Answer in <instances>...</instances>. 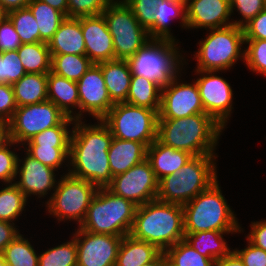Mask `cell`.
Instances as JSON below:
<instances>
[{"label": "cell", "mask_w": 266, "mask_h": 266, "mask_svg": "<svg viewBox=\"0 0 266 266\" xmlns=\"http://www.w3.org/2000/svg\"><path fill=\"white\" fill-rule=\"evenodd\" d=\"M26 73L48 74L51 71L52 56L47 43H25L17 49Z\"/></svg>", "instance_id": "31"}, {"label": "cell", "mask_w": 266, "mask_h": 266, "mask_svg": "<svg viewBox=\"0 0 266 266\" xmlns=\"http://www.w3.org/2000/svg\"><path fill=\"white\" fill-rule=\"evenodd\" d=\"M146 157L147 147L143 143L113 137L108 150L112 177L127 172L134 165L144 161Z\"/></svg>", "instance_id": "22"}, {"label": "cell", "mask_w": 266, "mask_h": 266, "mask_svg": "<svg viewBox=\"0 0 266 266\" xmlns=\"http://www.w3.org/2000/svg\"><path fill=\"white\" fill-rule=\"evenodd\" d=\"M70 147L28 146L27 153L34 159L53 169H58L69 160Z\"/></svg>", "instance_id": "41"}, {"label": "cell", "mask_w": 266, "mask_h": 266, "mask_svg": "<svg viewBox=\"0 0 266 266\" xmlns=\"http://www.w3.org/2000/svg\"><path fill=\"white\" fill-rule=\"evenodd\" d=\"M67 117L54 103L47 100L17 107L6 124L7 138L25 145L36 134L59 125Z\"/></svg>", "instance_id": "12"}, {"label": "cell", "mask_w": 266, "mask_h": 266, "mask_svg": "<svg viewBox=\"0 0 266 266\" xmlns=\"http://www.w3.org/2000/svg\"><path fill=\"white\" fill-rule=\"evenodd\" d=\"M245 44L243 27L229 26L210 29L206 39L199 42L196 71H221L231 68L239 57L244 60ZM242 52V53H241Z\"/></svg>", "instance_id": "8"}, {"label": "cell", "mask_w": 266, "mask_h": 266, "mask_svg": "<svg viewBox=\"0 0 266 266\" xmlns=\"http://www.w3.org/2000/svg\"><path fill=\"white\" fill-rule=\"evenodd\" d=\"M6 16L14 25L22 44L40 42L37 21L28 7L11 11Z\"/></svg>", "instance_id": "37"}, {"label": "cell", "mask_w": 266, "mask_h": 266, "mask_svg": "<svg viewBox=\"0 0 266 266\" xmlns=\"http://www.w3.org/2000/svg\"><path fill=\"white\" fill-rule=\"evenodd\" d=\"M19 231L14 226V223L0 221V254L4 248L18 235Z\"/></svg>", "instance_id": "52"}, {"label": "cell", "mask_w": 266, "mask_h": 266, "mask_svg": "<svg viewBox=\"0 0 266 266\" xmlns=\"http://www.w3.org/2000/svg\"><path fill=\"white\" fill-rule=\"evenodd\" d=\"M142 266H164V252H161L153 261Z\"/></svg>", "instance_id": "56"}, {"label": "cell", "mask_w": 266, "mask_h": 266, "mask_svg": "<svg viewBox=\"0 0 266 266\" xmlns=\"http://www.w3.org/2000/svg\"><path fill=\"white\" fill-rule=\"evenodd\" d=\"M161 87L143 76L132 75L126 102L150 108L157 113L160 109Z\"/></svg>", "instance_id": "30"}, {"label": "cell", "mask_w": 266, "mask_h": 266, "mask_svg": "<svg viewBox=\"0 0 266 266\" xmlns=\"http://www.w3.org/2000/svg\"><path fill=\"white\" fill-rule=\"evenodd\" d=\"M14 144L16 143L8 138L0 144V180L5 184H11L17 177L18 155L8 148Z\"/></svg>", "instance_id": "43"}, {"label": "cell", "mask_w": 266, "mask_h": 266, "mask_svg": "<svg viewBox=\"0 0 266 266\" xmlns=\"http://www.w3.org/2000/svg\"><path fill=\"white\" fill-rule=\"evenodd\" d=\"M48 100L54 103L68 117L74 118L71 107L79 109V93L76 81L58 76L53 72L47 74Z\"/></svg>", "instance_id": "25"}, {"label": "cell", "mask_w": 266, "mask_h": 266, "mask_svg": "<svg viewBox=\"0 0 266 266\" xmlns=\"http://www.w3.org/2000/svg\"><path fill=\"white\" fill-rule=\"evenodd\" d=\"M30 0H0V7L7 14L11 11L26 8Z\"/></svg>", "instance_id": "53"}, {"label": "cell", "mask_w": 266, "mask_h": 266, "mask_svg": "<svg viewBox=\"0 0 266 266\" xmlns=\"http://www.w3.org/2000/svg\"><path fill=\"white\" fill-rule=\"evenodd\" d=\"M136 208L132 201L112 193L107 187L99 188L79 228L97 234L130 235Z\"/></svg>", "instance_id": "6"}, {"label": "cell", "mask_w": 266, "mask_h": 266, "mask_svg": "<svg viewBox=\"0 0 266 266\" xmlns=\"http://www.w3.org/2000/svg\"><path fill=\"white\" fill-rule=\"evenodd\" d=\"M27 156L24 161L19 159L16 173H19V181L13 182L19 190L28 197L29 195H39L38 198L48 194V190L56 188L54 171L55 169L42 164L26 152ZM22 162V166L19 167Z\"/></svg>", "instance_id": "19"}, {"label": "cell", "mask_w": 266, "mask_h": 266, "mask_svg": "<svg viewBox=\"0 0 266 266\" xmlns=\"http://www.w3.org/2000/svg\"><path fill=\"white\" fill-rule=\"evenodd\" d=\"M112 0H68L67 17L100 15Z\"/></svg>", "instance_id": "45"}, {"label": "cell", "mask_w": 266, "mask_h": 266, "mask_svg": "<svg viewBox=\"0 0 266 266\" xmlns=\"http://www.w3.org/2000/svg\"><path fill=\"white\" fill-rule=\"evenodd\" d=\"M216 155L193 156L178 172L160 179L157 199L184 205L217 181Z\"/></svg>", "instance_id": "5"}, {"label": "cell", "mask_w": 266, "mask_h": 266, "mask_svg": "<svg viewBox=\"0 0 266 266\" xmlns=\"http://www.w3.org/2000/svg\"><path fill=\"white\" fill-rule=\"evenodd\" d=\"M49 4L54 9L62 12L67 17L68 0H40Z\"/></svg>", "instance_id": "55"}, {"label": "cell", "mask_w": 266, "mask_h": 266, "mask_svg": "<svg viewBox=\"0 0 266 266\" xmlns=\"http://www.w3.org/2000/svg\"><path fill=\"white\" fill-rule=\"evenodd\" d=\"M158 179L147 159L112 178L107 188L140 206L157 199Z\"/></svg>", "instance_id": "13"}, {"label": "cell", "mask_w": 266, "mask_h": 266, "mask_svg": "<svg viewBox=\"0 0 266 266\" xmlns=\"http://www.w3.org/2000/svg\"><path fill=\"white\" fill-rule=\"evenodd\" d=\"M175 43L165 39L149 40L128 59L132 75L143 76L161 88L168 85L180 73V65H184Z\"/></svg>", "instance_id": "7"}, {"label": "cell", "mask_w": 266, "mask_h": 266, "mask_svg": "<svg viewBox=\"0 0 266 266\" xmlns=\"http://www.w3.org/2000/svg\"><path fill=\"white\" fill-rule=\"evenodd\" d=\"M5 262L13 266H38L39 255L36 254L28 239L18 234L3 251Z\"/></svg>", "instance_id": "34"}, {"label": "cell", "mask_w": 266, "mask_h": 266, "mask_svg": "<svg viewBox=\"0 0 266 266\" xmlns=\"http://www.w3.org/2000/svg\"><path fill=\"white\" fill-rule=\"evenodd\" d=\"M248 246L241 250H233L242 260L244 266H266V251L256 247L249 240Z\"/></svg>", "instance_id": "49"}, {"label": "cell", "mask_w": 266, "mask_h": 266, "mask_svg": "<svg viewBox=\"0 0 266 266\" xmlns=\"http://www.w3.org/2000/svg\"><path fill=\"white\" fill-rule=\"evenodd\" d=\"M164 266H175L166 258L165 253H164Z\"/></svg>", "instance_id": "59"}, {"label": "cell", "mask_w": 266, "mask_h": 266, "mask_svg": "<svg viewBox=\"0 0 266 266\" xmlns=\"http://www.w3.org/2000/svg\"><path fill=\"white\" fill-rule=\"evenodd\" d=\"M7 139L6 125L0 123V144Z\"/></svg>", "instance_id": "57"}, {"label": "cell", "mask_w": 266, "mask_h": 266, "mask_svg": "<svg viewBox=\"0 0 266 266\" xmlns=\"http://www.w3.org/2000/svg\"><path fill=\"white\" fill-rule=\"evenodd\" d=\"M179 16L182 27H187L185 6L171 0H161L156 5V13L154 14L155 24L148 31L151 39L175 41V38H173L172 34L170 33V28L168 25L171 19H174L175 17L177 18Z\"/></svg>", "instance_id": "28"}, {"label": "cell", "mask_w": 266, "mask_h": 266, "mask_svg": "<svg viewBox=\"0 0 266 266\" xmlns=\"http://www.w3.org/2000/svg\"><path fill=\"white\" fill-rule=\"evenodd\" d=\"M130 235L165 252L185 238L182 205L154 199L137 206Z\"/></svg>", "instance_id": "3"}, {"label": "cell", "mask_w": 266, "mask_h": 266, "mask_svg": "<svg viewBox=\"0 0 266 266\" xmlns=\"http://www.w3.org/2000/svg\"><path fill=\"white\" fill-rule=\"evenodd\" d=\"M186 28L215 29L233 24L230 0H191L185 7Z\"/></svg>", "instance_id": "20"}, {"label": "cell", "mask_w": 266, "mask_h": 266, "mask_svg": "<svg viewBox=\"0 0 266 266\" xmlns=\"http://www.w3.org/2000/svg\"><path fill=\"white\" fill-rule=\"evenodd\" d=\"M248 44L244 50V61L246 65L257 73L266 76V40L263 39H245Z\"/></svg>", "instance_id": "42"}, {"label": "cell", "mask_w": 266, "mask_h": 266, "mask_svg": "<svg viewBox=\"0 0 266 266\" xmlns=\"http://www.w3.org/2000/svg\"><path fill=\"white\" fill-rule=\"evenodd\" d=\"M143 28L149 31L155 24L156 5L161 0H123Z\"/></svg>", "instance_id": "44"}, {"label": "cell", "mask_w": 266, "mask_h": 266, "mask_svg": "<svg viewBox=\"0 0 266 266\" xmlns=\"http://www.w3.org/2000/svg\"><path fill=\"white\" fill-rule=\"evenodd\" d=\"M214 266H244V264L240 257L234 251H231L225 257L216 260Z\"/></svg>", "instance_id": "54"}, {"label": "cell", "mask_w": 266, "mask_h": 266, "mask_svg": "<svg viewBox=\"0 0 266 266\" xmlns=\"http://www.w3.org/2000/svg\"><path fill=\"white\" fill-rule=\"evenodd\" d=\"M161 252L153 244L126 235L121 241L115 266H142L153 261Z\"/></svg>", "instance_id": "26"}, {"label": "cell", "mask_w": 266, "mask_h": 266, "mask_svg": "<svg viewBox=\"0 0 266 266\" xmlns=\"http://www.w3.org/2000/svg\"><path fill=\"white\" fill-rule=\"evenodd\" d=\"M233 232L222 231H200L197 233L185 234L186 240L201 255L218 260L228 255L231 250L224 241L223 234Z\"/></svg>", "instance_id": "29"}, {"label": "cell", "mask_w": 266, "mask_h": 266, "mask_svg": "<svg viewBox=\"0 0 266 266\" xmlns=\"http://www.w3.org/2000/svg\"><path fill=\"white\" fill-rule=\"evenodd\" d=\"M222 127L206 113L176 119H158L157 140L193 156L214 154Z\"/></svg>", "instance_id": "2"}, {"label": "cell", "mask_w": 266, "mask_h": 266, "mask_svg": "<svg viewBox=\"0 0 266 266\" xmlns=\"http://www.w3.org/2000/svg\"><path fill=\"white\" fill-rule=\"evenodd\" d=\"M35 20L40 32V42L48 43L66 16L40 0H30L27 6Z\"/></svg>", "instance_id": "32"}, {"label": "cell", "mask_w": 266, "mask_h": 266, "mask_svg": "<svg viewBox=\"0 0 266 266\" xmlns=\"http://www.w3.org/2000/svg\"><path fill=\"white\" fill-rule=\"evenodd\" d=\"M77 266H115L122 236L77 229Z\"/></svg>", "instance_id": "14"}, {"label": "cell", "mask_w": 266, "mask_h": 266, "mask_svg": "<svg viewBox=\"0 0 266 266\" xmlns=\"http://www.w3.org/2000/svg\"><path fill=\"white\" fill-rule=\"evenodd\" d=\"M171 1L180 3L186 7L190 0H171Z\"/></svg>", "instance_id": "58"}, {"label": "cell", "mask_w": 266, "mask_h": 266, "mask_svg": "<svg viewBox=\"0 0 266 266\" xmlns=\"http://www.w3.org/2000/svg\"><path fill=\"white\" fill-rule=\"evenodd\" d=\"M182 207L185 234L211 230L241 232L235 214L221 193L218 180Z\"/></svg>", "instance_id": "4"}, {"label": "cell", "mask_w": 266, "mask_h": 266, "mask_svg": "<svg viewBox=\"0 0 266 266\" xmlns=\"http://www.w3.org/2000/svg\"><path fill=\"white\" fill-rule=\"evenodd\" d=\"M164 253L175 266H214L215 262L197 252L186 240L177 242Z\"/></svg>", "instance_id": "35"}, {"label": "cell", "mask_w": 266, "mask_h": 266, "mask_svg": "<svg viewBox=\"0 0 266 266\" xmlns=\"http://www.w3.org/2000/svg\"><path fill=\"white\" fill-rule=\"evenodd\" d=\"M101 120L115 138L140 142L147 148L157 139L158 113L150 108L115 103Z\"/></svg>", "instance_id": "9"}, {"label": "cell", "mask_w": 266, "mask_h": 266, "mask_svg": "<svg viewBox=\"0 0 266 266\" xmlns=\"http://www.w3.org/2000/svg\"><path fill=\"white\" fill-rule=\"evenodd\" d=\"M196 72L203 74L195 82L205 113L213 117L222 127H225L232 111V88L225 79L214 75L215 72L219 73V71Z\"/></svg>", "instance_id": "17"}, {"label": "cell", "mask_w": 266, "mask_h": 266, "mask_svg": "<svg viewBox=\"0 0 266 266\" xmlns=\"http://www.w3.org/2000/svg\"><path fill=\"white\" fill-rule=\"evenodd\" d=\"M102 14L112 35L115 59L128 60L151 40L124 1L113 0Z\"/></svg>", "instance_id": "10"}, {"label": "cell", "mask_w": 266, "mask_h": 266, "mask_svg": "<svg viewBox=\"0 0 266 266\" xmlns=\"http://www.w3.org/2000/svg\"><path fill=\"white\" fill-rule=\"evenodd\" d=\"M47 44L51 54L85 55L81 17H66Z\"/></svg>", "instance_id": "23"}, {"label": "cell", "mask_w": 266, "mask_h": 266, "mask_svg": "<svg viewBox=\"0 0 266 266\" xmlns=\"http://www.w3.org/2000/svg\"><path fill=\"white\" fill-rule=\"evenodd\" d=\"M27 197L11 183L0 190V221L12 222L24 211Z\"/></svg>", "instance_id": "36"}, {"label": "cell", "mask_w": 266, "mask_h": 266, "mask_svg": "<svg viewBox=\"0 0 266 266\" xmlns=\"http://www.w3.org/2000/svg\"><path fill=\"white\" fill-rule=\"evenodd\" d=\"M38 266H77L75 238L40 254Z\"/></svg>", "instance_id": "39"}, {"label": "cell", "mask_w": 266, "mask_h": 266, "mask_svg": "<svg viewBox=\"0 0 266 266\" xmlns=\"http://www.w3.org/2000/svg\"><path fill=\"white\" fill-rule=\"evenodd\" d=\"M51 56V72L76 82L94 64L86 55L51 54Z\"/></svg>", "instance_id": "33"}, {"label": "cell", "mask_w": 266, "mask_h": 266, "mask_svg": "<svg viewBox=\"0 0 266 266\" xmlns=\"http://www.w3.org/2000/svg\"><path fill=\"white\" fill-rule=\"evenodd\" d=\"M250 231L247 239L256 247L266 251V221L252 222Z\"/></svg>", "instance_id": "51"}, {"label": "cell", "mask_w": 266, "mask_h": 266, "mask_svg": "<svg viewBox=\"0 0 266 266\" xmlns=\"http://www.w3.org/2000/svg\"><path fill=\"white\" fill-rule=\"evenodd\" d=\"M25 74L17 50L0 52V83L13 85Z\"/></svg>", "instance_id": "40"}, {"label": "cell", "mask_w": 266, "mask_h": 266, "mask_svg": "<svg viewBox=\"0 0 266 266\" xmlns=\"http://www.w3.org/2000/svg\"><path fill=\"white\" fill-rule=\"evenodd\" d=\"M6 16V13L3 11V9L0 7V21Z\"/></svg>", "instance_id": "60"}, {"label": "cell", "mask_w": 266, "mask_h": 266, "mask_svg": "<svg viewBox=\"0 0 266 266\" xmlns=\"http://www.w3.org/2000/svg\"><path fill=\"white\" fill-rule=\"evenodd\" d=\"M177 76L161 88L158 119H176L205 113L197 83H179ZM178 81V82H177Z\"/></svg>", "instance_id": "15"}, {"label": "cell", "mask_w": 266, "mask_h": 266, "mask_svg": "<svg viewBox=\"0 0 266 266\" xmlns=\"http://www.w3.org/2000/svg\"><path fill=\"white\" fill-rule=\"evenodd\" d=\"M235 8H237L243 18L239 21L234 20L233 24L243 27L266 8V0H230L231 14Z\"/></svg>", "instance_id": "46"}, {"label": "cell", "mask_w": 266, "mask_h": 266, "mask_svg": "<svg viewBox=\"0 0 266 266\" xmlns=\"http://www.w3.org/2000/svg\"><path fill=\"white\" fill-rule=\"evenodd\" d=\"M3 266H13V265H11V264L5 262Z\"/></svg>", "instance_id": "62"}, {"label": "cell", "mask_w": 266, "mask_h": 266, "mask_svg": "<svg viewBox=\"0 0 266 266\" xmlns=\"http://www.w3.org/2000/svg\"><path fill=\"white\" fill-rule=\"evenodd\" d=\"M244 39L266 40V8L243 26Z\"/></svg>", "instance_id": "50"}, {"label": "cell", "mask_w": 266, "mask_h": 266, "mask_svg": "<svg viewBox=\"0 0 266 266\" xmlns=\"http://www.w3.org/2000/svg\"><path fill=\"white\" fill-rule=\"evenodd\" d=\"M189 152L173 149L157 139L147 148V157L158 181L178 172L191 158Z\"/></svg>", "instance_id": "21"}, {"label": "cell", "mask_w": 266, "mask_h": 266, "mask_svg": "<svg viewBox=\"0 0 266 266\" xmlns=\"http://www.w3.org/2000/svg\"><path fill=\"white\" fill-rule=\"evenodd\" d=\"M85 55L94 63L115 60L112 35L103 14L81 17Z\"/></svg>", "instance_id": "18"}, {"label": "cell", "mask_w": 266, "mask_h": 266, "mask_svg": "<svg viewBox=\"0 0 266 266\" xmlns=\"http://www.w3.org/2000/svg\"><path fill=\"white\" fill-rule=\"evenodd\" d=\"M97 65L102 70L111 101L114 104L126 102L132 78L128 60L115 59Z\"/></svg>", "instance_id": "24"}, {"label": "cell", "mask_w": 266, "mask_h": 266, "mask_svg": "<svg viewBox=\"0 0 266 266\" xmlns=\"http://www.w3.org/2000/svg\"><path fill=\"white\" fill-rule=\"evenodd\" d=\"M4 263H5L4 256H3V254H0V266H3Z\"/></svg>", "instance_id": "61"}, {"label": "cell", "mask_w": 266, "mask_h": 266, "mask_svg": "<svg viewBox=\"0 0 266 266\" xmlns=\"http://www.w3.org/2000/svg\"><path fill=\"white\" fill-rule=\"evenodd\" d=\"M98 121L97 125H86L75 120L69 148V165L73 169L68 170V174L104 188L113 178L108 158L113 136L108 126Z\"/></svg>", "instance_id": "1"}, {"label": "cell", "mask_w": 266, "mask_h": 266, "mask_svg": "<svg viewBox=\"0 0 266 266\" xmlns=\"http://www.w3.org/2000/svg\"><path fill=\"white\" fill-rule=\"evenodd\" d=\"M80 111L74 115L81 120L82 113L88 112L96 120H101L113 107L101 68L93 64L77 81Z\"/></svg>", "instance_id": "16"}, {"label": "cell", "mask_w": 266, "mask_h": 266, "mask_svg": "<svg viewBox=\"0 0 266 266\" xmlns=\"http://www.w3.org/2000/svg\"><path fill=\"white\" fill-rule=\"evenodd\" d=\"M17 107L12 85L0 83V123L6 125Z\"/></svg>", "instance_id": "47"}, {"label": "cell", "mask_w": 266, "mask_h": 266, "mask_svg": "<svg viewBox=\"0 0 266 266\" xmlns=\"http://www.w3.org/2000/svg\"><path fill=\"white\" fill-rule=\"evenodd\" d=\"M74 122V118L67 116L59 125L45 129L41 133L36 134L27 142V145L70 147V137L72 132H69L67 127Z\"/></svg>", "instance_id": "38"}, {"label": "cell", "mask_w": 266, "mask_h": 266, "mask_svg": "<svg viewBox=\"0 0 266 266\" xmlns=\"http://www.w3.org/2000/svg\"><path fill=\"white\" fill-rule=\"evenodd\" d=\"M12 87L18 107L48 100L47 74L26 73Z\"/></svg>", "instance_id": "27"}, {"label": "cell", "mask_w": 266, "mask_h": 266, "mask_svg": "<svg viewBox=\"0 0 266 266\" xmlns=\"http://www.w3.org/2000/svg\"><path fill=\"white\" fill-rule=\"evenodd\" d=\"M98 189L89 181L67 173L57 182L55 192L46 203L48 212L60 221L70 219L80 226Z\"/></svg>", "instance_id": "11"}, {"label": "cell", "mask_w": 266, "mask_h": 266, "mask_svg": "<svg viewBox=\"0 0 266 266\" xmlns=\"http://www.w3.org/2000/svg\"><path fill=\"white\" fill-rule=\"evenodd\" d=\"M21 44L14 25L10 19L5 16L0 21V52L17 50Z\"/></svg>", "instance_id": "48"}]
</instances>
